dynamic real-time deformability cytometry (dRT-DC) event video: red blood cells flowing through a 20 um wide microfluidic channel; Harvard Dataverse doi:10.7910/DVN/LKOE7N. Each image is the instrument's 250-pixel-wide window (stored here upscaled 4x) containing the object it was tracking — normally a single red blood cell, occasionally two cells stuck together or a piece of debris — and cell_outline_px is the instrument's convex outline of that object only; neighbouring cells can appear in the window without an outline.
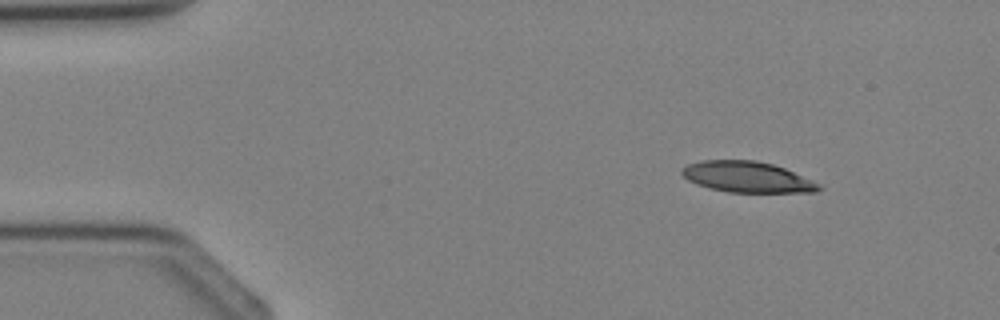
{"species": "Egyptian fruit bat (a non-hibernating species)", "species_latin": "Rousettus aegyptiacus", "temperature_condition": "cold", "stored_images_in_passage": 3, "segment_of_instrument_passage": [2, 2], "camera_frame_rate_fps": 3000, "um_per_image_px": 0.085, "animal": {"sex": "female"}, "frame": {"image": 1, "passage_image": 3, "time_ms": 3.333, "image_size_px": [1000, 320], "cell_outline_px": [[824, 188], [816, 192], [728, 192], [708, 188], [696, 184], [688, 180], [680, 172], [680, 168], [688, 164], [700, 160], [756, 160], [772, 164], [784, 168], [812, 180], [820, 184]], "centroid_in_image_um": [63.49, 15.04], "position_along_channel_um": 21.5, "area_um2": 24.74}}